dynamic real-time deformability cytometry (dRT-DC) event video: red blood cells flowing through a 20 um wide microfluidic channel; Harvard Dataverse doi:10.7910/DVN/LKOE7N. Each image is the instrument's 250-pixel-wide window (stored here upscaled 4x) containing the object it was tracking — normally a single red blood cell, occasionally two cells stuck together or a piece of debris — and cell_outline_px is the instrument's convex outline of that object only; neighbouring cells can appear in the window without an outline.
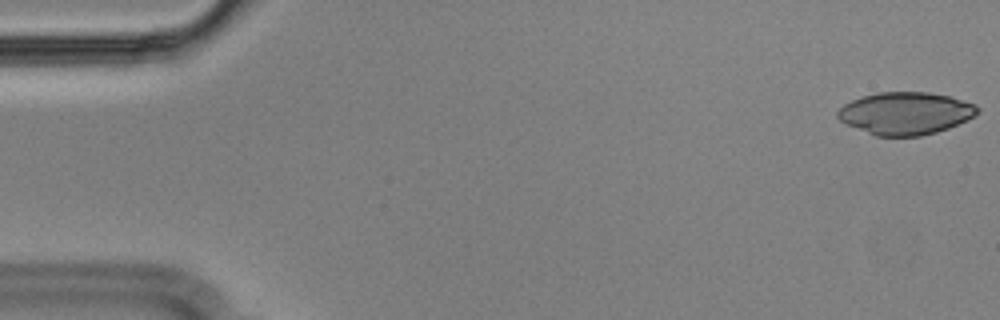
{"species": "Egyptian fruit bat (a non-hibernating species)", "species_latin": "Rousettus aegyptiacus", "temperature_condition": "cold", "stored_images_in_passage": 55, "camera_frame_rate_fps": 3000, "um_per_image_px": 0.085, "animal": {"sex": "male"}, "frame": {"image": 1, "passage_image": 1, "time_ms": 0.0, "image_size_px": [1000, 320], "cell_outline_px": [[980, 112], [948, 128], [936, 132], [920, 136], [876, 136], [848, 124], [840, 120], [836, 116], [836, 112], [844, 104], [860, 96], [876, 92], [928, 92], [952, 96], [976, 104], [980, 108]], "centroid_in_image_um": [76.97, 9.61], "position_along_channel_um": 8.0, "area_um2": 34.56}}